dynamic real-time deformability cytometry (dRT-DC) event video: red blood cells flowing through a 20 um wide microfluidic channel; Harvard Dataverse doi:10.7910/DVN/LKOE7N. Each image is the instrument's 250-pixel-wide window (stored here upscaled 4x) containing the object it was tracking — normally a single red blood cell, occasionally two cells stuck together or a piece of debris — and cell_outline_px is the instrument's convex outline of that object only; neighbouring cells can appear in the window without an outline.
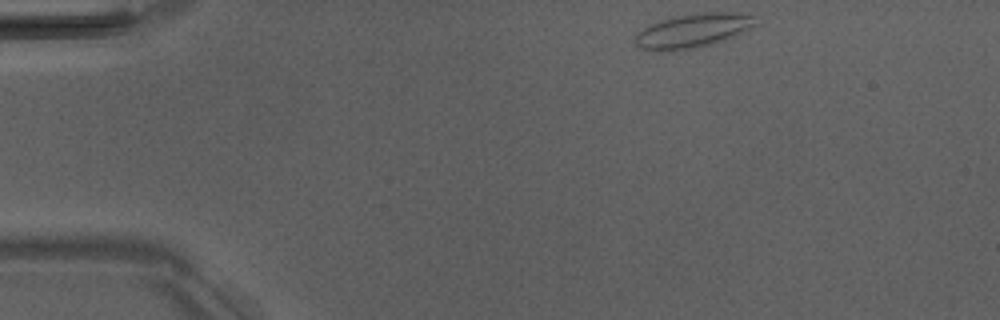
{"species": "Egyptian fruit bat (a non-hibernating species)", "species_latin": "Rousettus aegyptiacus", "temperature_condition": "room temperature", "stored_images_in_passage": 3, "camera_frame_rate_fps": 3000, "um_per_image_px": 0.085, "animal": {"sex": "male"}, "frame": {"image": 1, "passage_image": 1, "time_ms": 0.0, "image_size_px": [1000, 320], "cell_outline_px": [[756, 24], [752, 28], [736, 36], [712, 44], [696, 48], [668, 52], [660, 52], [640, 48], [636, 44], [636, 32], [660, 20], [676, 16], [704, 12], [732, 12], [752, 16]], "centroid_in_image_um": [58.88, 2.63], "position_along_channel_um": 26.1, "area_um2": 23.93}}